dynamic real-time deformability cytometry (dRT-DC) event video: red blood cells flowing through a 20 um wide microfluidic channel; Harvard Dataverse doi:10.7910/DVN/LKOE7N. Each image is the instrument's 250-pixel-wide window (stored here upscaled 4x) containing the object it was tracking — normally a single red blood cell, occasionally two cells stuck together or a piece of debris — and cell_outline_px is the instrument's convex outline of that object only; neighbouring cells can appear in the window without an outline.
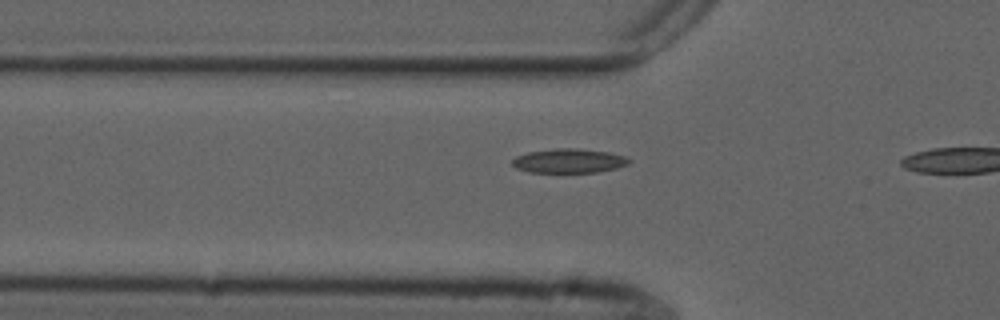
{"species": "common noctule bat (a hibernating species)", "species_latin": "Nyctalus noctula", "temperature_condition": "cold", "stored_images_in_passage": 13, "camera_frame_rate_fps": 3000, "um_per_image_px": 0.085, "animal": {"sex": "male", "forearm_length_mm": 52.5}, "frame": {"image": 1, "passage_image": 11, "time_ms": 3.333, "image_size_px": [1000, 320], "cell_outline_px": [[632, 160], [628, 164], [616, 168], [596, 172], [528, 172], [516, 168], [512, 164], [512, 160], [516, 156], [528, 152], [556, 148], [580, 148], [608, 152], [624, 156]], "centroid_in_image_um": [48.35, 13.66], "position_along_channel_um": 77.4, "area_um2": 16.47}}